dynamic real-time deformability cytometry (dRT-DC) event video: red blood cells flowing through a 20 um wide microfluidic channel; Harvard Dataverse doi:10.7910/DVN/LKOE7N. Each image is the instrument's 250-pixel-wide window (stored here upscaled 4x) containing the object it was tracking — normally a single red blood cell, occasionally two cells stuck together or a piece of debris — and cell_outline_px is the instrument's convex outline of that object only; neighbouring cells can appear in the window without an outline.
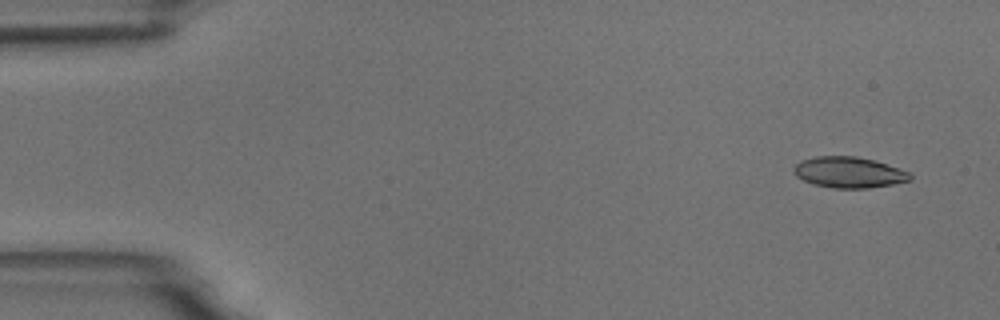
{"species": "common noctule bat (a hibernating species)", "species_latin": "Nyctalus noctula", "temperature_condition": "room temperature", "stored_images_in_passage": 4, "camera_frame_rate_fps": 3000, "um_per_image_px": 0.085, "animal": {"sex": "male", "body_mass_g": 18.8}, "frame": {"image": 1, "passage_image": 1, "time_ms": 0.0, "image_size_px": [1000, 320], "cell_outline_px": [[912, 180], [892, 184], [868, 188], [832, 188], [812, 184], [796, 176], [792, 172], [792, 168], [800, 160], [816, 156], [856, 156], [872, 160], [900, 168], [912, 172]], "centroid_in_image_um": [72.15, 14.65], "position_along_channel_um": 12.9, "area_um2": 21.15}}